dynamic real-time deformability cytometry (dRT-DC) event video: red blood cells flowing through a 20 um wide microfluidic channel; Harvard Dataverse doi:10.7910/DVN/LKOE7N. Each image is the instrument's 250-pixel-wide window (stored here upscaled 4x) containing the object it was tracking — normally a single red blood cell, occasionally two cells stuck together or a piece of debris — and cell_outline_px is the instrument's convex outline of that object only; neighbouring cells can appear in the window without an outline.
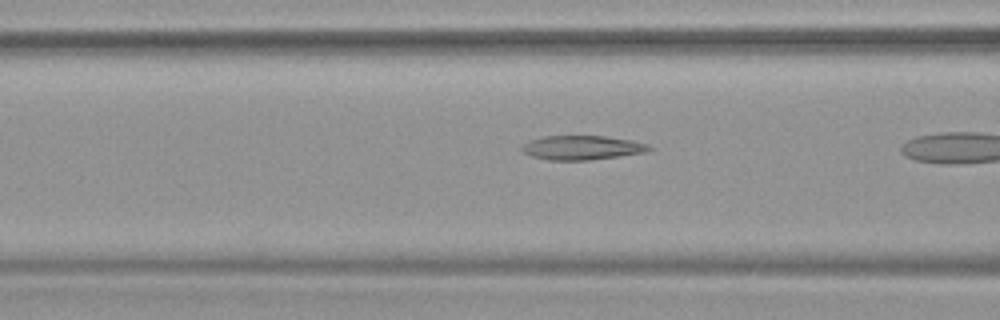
{"species": "common noctule bat (a hibernating species)", "species_latin": "Nyctalus noctula", "temperature_condition": "warm", "stored_images_in_passage": 7, "camera_frame_rate_fps": 3000, "um_per_image_px": 0.085, "animal": {"sex": "female", "body_mass_g": 19.9}, "frame": {"image": 1, "passage_image": 5, "time_ms": 1.333, "image_size_px": [1000, 320], "cell_outline_px": [[656, 148], [644, 152], [588, 160], [548, 160], [532, 156], [520, 152], [520, 144], [528, 140], [544, 136], [604, 136], [632, 140], [648, 144]], "centroid_in_image_um": [49.4, 12.54], "position_along_channel_um": 117.2, "area_um2": 18.09}}